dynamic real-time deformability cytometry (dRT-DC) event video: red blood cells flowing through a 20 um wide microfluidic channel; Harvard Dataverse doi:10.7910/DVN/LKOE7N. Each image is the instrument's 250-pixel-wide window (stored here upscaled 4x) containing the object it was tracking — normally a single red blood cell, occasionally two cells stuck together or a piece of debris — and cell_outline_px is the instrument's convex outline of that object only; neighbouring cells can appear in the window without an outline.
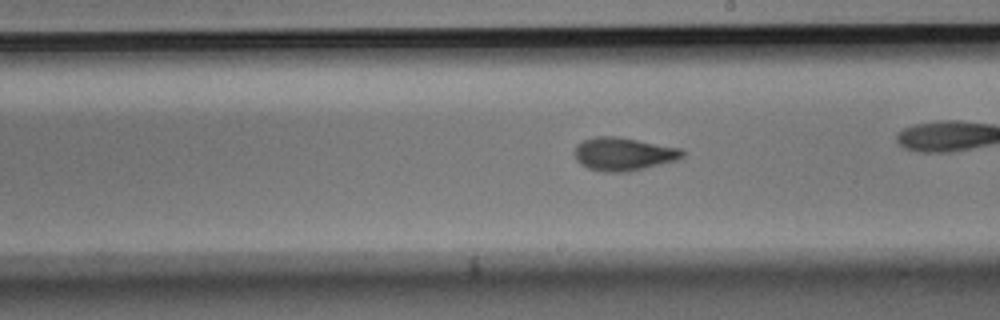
{"species": "Egyptian fruit bat (a non-hibernating species)", "species_latin": "Rousettus aegyptiacus", "temperature_condition": "room temperature", "stored_images_in_passage": 29, "camera_frame_rate_fps": 3000, "um_per_image_px": 0.085, "animal": {"sex": "male"}, "frame": {"image": 1, "passage_image": 17, "time_ms": 5.333, "image_size_px": [1000, 320], "cell_outline_px": [[684, 156], [676, 160], [628, 172], [604, 172], [588, 168], [580, 164], [576, 160], [572, 152], [576, 144], [580, 140], [596, 136], [616, 136], [684, 148]], "centroid_in_image_um": [52.95, 13.08], "position_along_channel_um": 236.0, "area_um2": 21.21}}